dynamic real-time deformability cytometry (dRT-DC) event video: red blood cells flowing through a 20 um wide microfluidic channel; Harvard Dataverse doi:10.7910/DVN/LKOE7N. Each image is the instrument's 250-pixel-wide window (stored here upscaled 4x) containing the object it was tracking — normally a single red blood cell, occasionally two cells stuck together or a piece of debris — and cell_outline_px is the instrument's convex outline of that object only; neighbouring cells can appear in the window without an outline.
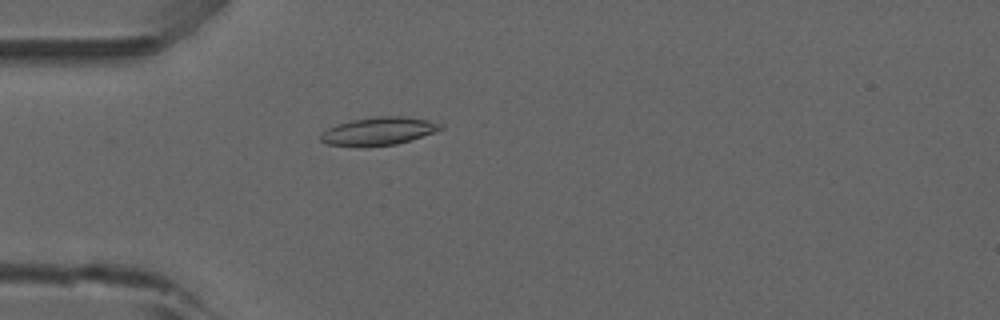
{"species": "common noctule bat (a hibernating species)", "species_latin": "Nyctalus noctula", "temperature_condition": "room temperature", "stored_images_in_passage": 52, "camera_frame_rate_fps": 3000, "um_per_image_px": 0.085, "animal": {"sex": "male", "forearm_length_mm": 52.5}, "frame": {"image": 1, "passage_image": 15, "time_ms": 4.667, "image_size_px": [1000, 320], "cell_outline_px": [[444, 128], [436, 132], [412, 140], [396, 144], [328, 144], [320, 140], [320, 136], [328, 128], [336, 124], [352, 120], [376, 116], [404, 116], [428, 120], [444, 124]], "centroid_in_image_um": [32.29, 11.1], "position_along_channel_um": 52.7, "area_um2": 18.96}}
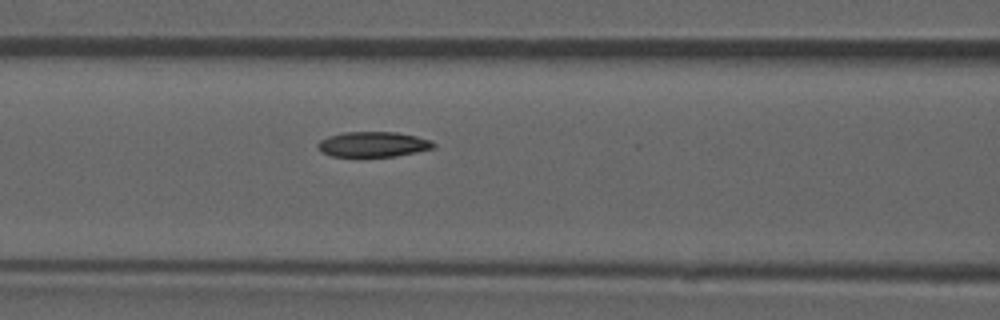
{"frame": {"image": 2, "passage_image": 22, "time_ms": 7.0, "image_size_px": [1000, 320], "cell_outline_px": [[436, 148], [416, 152], [392, 156], [332, 156], [320, 152], [316, 148], [316, 144], [320, 140], [328, 136], [344, 132], [396, 132], [416, 136], [428, 140], [436, 144]], "centroid_in_image_um": [31.67, 12.26], "position_along_channel_um": 134.9, "area_um2": 16.99}}
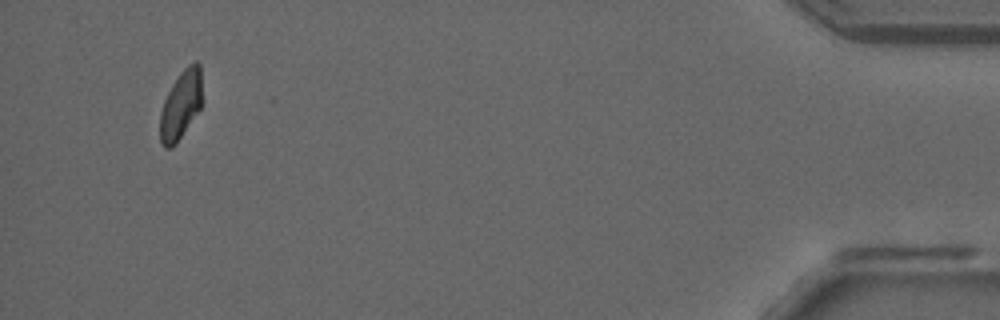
{"frame": {"image": 3, "passage_image": 50, "time_ms": 16.333, "image_size_px": [1000, 320], "cell_outline_px": [[204, 100], [200, 108], [172, 148], [164, 148], [160, 140], [160, 112], [164, 100], [172, 84], [180, 72], [188, 64], [196, 60], [200, 64]], "centroid_in_image_um": [15.4, 8.86], "position_along_channel_um": 419.8, "area_um2": 17.05}, "authors_computed_cell_mechanics": {"area_um2": 17.8313, "velocity_mm_per_s": 3.888, "shape_relaxation_time_tau1_ms": 9.8929, "shape_relaxation_time_tau2_ms": 3.4027, "deformation_change_tau1": 0.2139, "deformation_change_tau2": 0.0857}}